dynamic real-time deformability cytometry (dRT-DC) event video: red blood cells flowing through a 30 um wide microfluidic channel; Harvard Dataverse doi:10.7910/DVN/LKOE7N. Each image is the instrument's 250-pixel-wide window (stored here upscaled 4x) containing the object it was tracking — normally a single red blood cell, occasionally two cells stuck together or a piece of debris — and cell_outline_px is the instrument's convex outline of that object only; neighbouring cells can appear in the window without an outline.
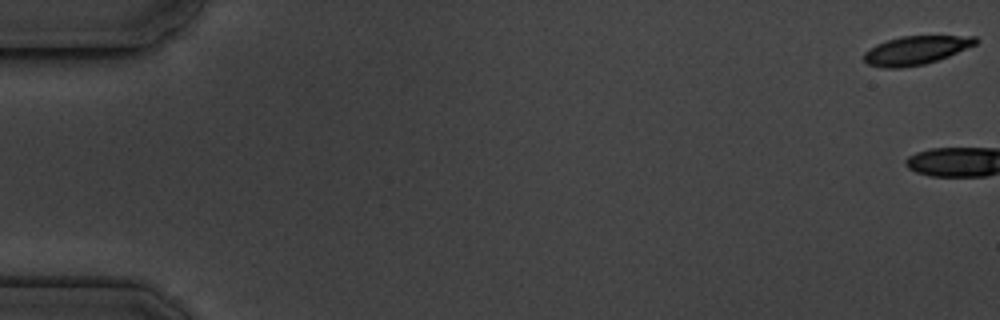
{"species": "common noctule bat (a hibernating species)", "species_latin": "Nyctalus noctula", "temperature_condition": "cold", "stored_images_in_passage": 6, "camera_frame_rate_fps": 3000, "um_per_image_px": 0.085, "animal": {"sex": "male", "body_mass_g": 19.5, "forearm_length_mm": 54.6}, "frame": {"image": 1, "passage_image": 1, "time_ms": 0.0, "image_size_px": [1000, 320], "cell_outline_px": [[980, 40], [976, 44], [948, 56], [924, 64], [900, 68], [884, 68], [868, 64], [864, 60], [864, 52], [868, 48], [876, 44], [900, 36], [976, 36]], "centroid_in_image_um": [77.83, 4.27], "position_along_channel_um": 7.2, "area_um2": 18.55}}